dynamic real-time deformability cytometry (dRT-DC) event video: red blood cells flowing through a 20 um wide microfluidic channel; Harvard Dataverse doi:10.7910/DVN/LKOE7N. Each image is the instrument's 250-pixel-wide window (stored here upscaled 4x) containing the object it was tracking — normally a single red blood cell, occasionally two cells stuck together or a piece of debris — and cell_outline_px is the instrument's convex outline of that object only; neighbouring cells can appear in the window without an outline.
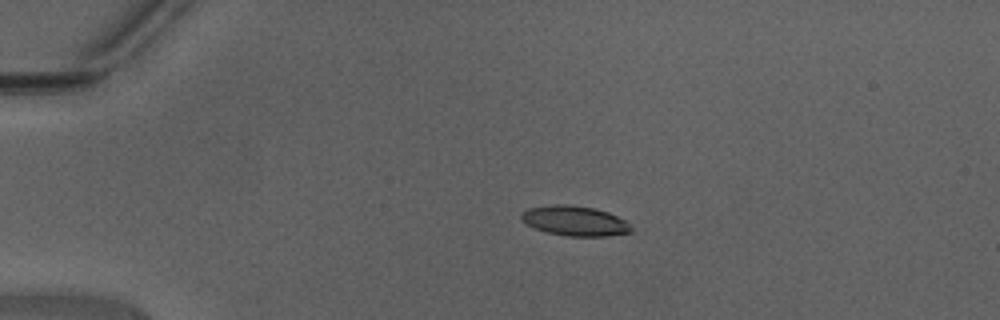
{"species": "Egyptian fruit bat (a non-hibernating species)", "species_latin": "Rousettus aegyptiacus", "temperature_condition": "warm", "stored_images_in_passage": 37, "camera_frame_rate_fps": 3000, "um_per_image_px": 0.085, "animal": {"sex": "male"}, "frame": {"image": 1, "passage_image": 1, "time_ms": 0.0, "image_size_px": [1000, 320], "cell_outline_px": [[632, 232], [604, 236], [568, 236], [548, 232], [536, 228], [520, 220], [520, 212], [528, 208], [552, 204], [572, 204], [596, 208], [608, 212], [624, 220], [632, 228]], "centroid_in_image_um": [48.83, 18.75], "position_along_channel_um": 36.2, "area_um2": 19.19}}
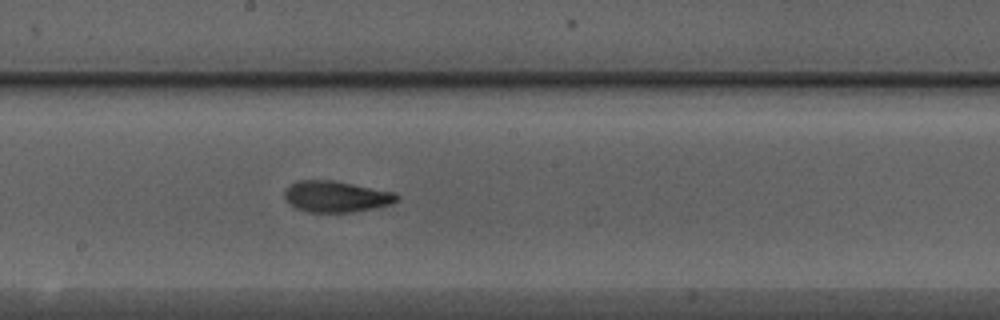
{"frame": {"image": 2, "passage_image": 17, "time_ms": 5.333, "image_size_px": [1000, 320], "cell_outline_px": [[400, 196], [392, 204], [352, 212], [308, 212], [296, 208], [284, 196], [284, 192], [296, 180], [332, 180], [396, 192]], "centroid_in_image_um": [28.6, 16.7], "position_along_channel_um": 219.6, "area_um2": 20.23}}
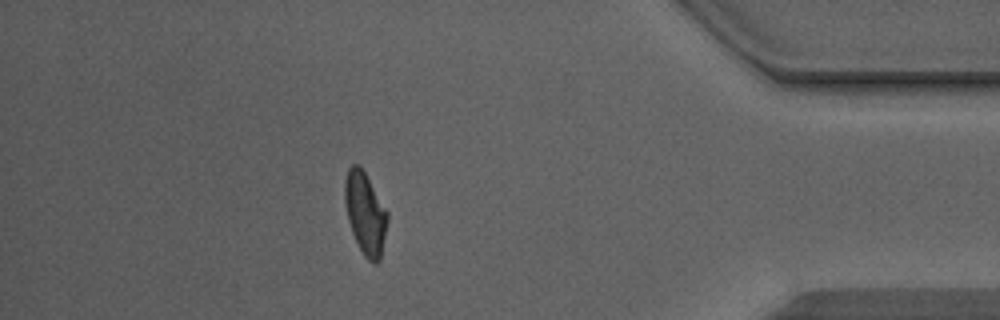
{"frame": {"image": 3, "passage_image": 32, "time_ms": 10.333, "image_size_px": [1000, 320], "cell_outline_px": [[388, 220], [380, 260], [376, 264], [372, 264], [364, 256], [352, 232], [348, 220], [344, 204], [344, 184], [348, 168], [352, 164], [360, 164], [388, 212]], "centroid_in_image_um": [31.04, 18.12], "position_along_channel_um": 404.2, "area_um2": 20.52}, "authors_computed_cell_mechanics": {"area_um2": 20.1722, "velocity_mm_per_s": 4.446, "shape_relaxation_time_tau1_ms": 5.6224, "shape_relaxation_time_tau2_ms": 1.4185, "deformation_change_tau1": 0.2015, "deformation_change_tau2": 0.0814}}